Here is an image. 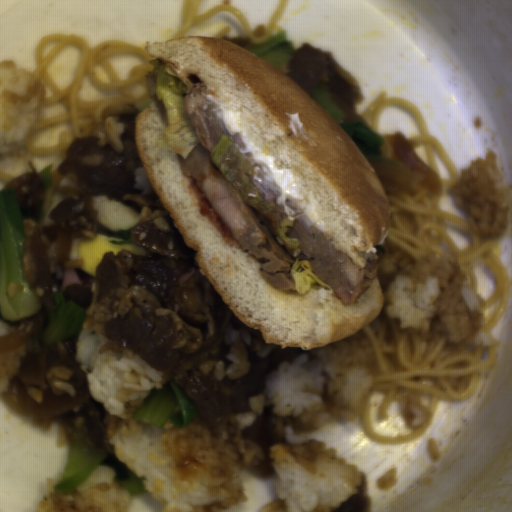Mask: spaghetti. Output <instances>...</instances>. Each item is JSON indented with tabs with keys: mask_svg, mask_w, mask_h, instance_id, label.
Listing matches in <instances>:
<instances>
[{
	"mask_svg": "<svg viewBox=\"0 0 512 512\" xmlns=\"http://www.w3.org/2000/svg\"><path fill=\"white\" fill-rule=\"evenodd\" d=\"M399 105L413 114L419 134L408 137L414 151L423 146L426 164L438 174L437 158L449 171V177H439L438 193L420 186L416 195L399 183L376 175L387 196L391 219L383 238L390 239L417 260L424 257L451 255L460 271L475 289L477 265L490 267L495 279V291L481 299L482 328L464 347H452L442 337L423 339L402 330L400 320L379 313L363 331L372 347L375 369L371 389L358 414L366 435L381 445H401L420 437L434 418L439 403L469 401L484 374L497 366L500 344L495 328L509 300L510 283L504 264L499 258L501 237L482 238L471 232L468 217L442 206L444 194L451 192L461 173L439 138L428 133L416 104L389 93L381 94L361 114L369 129L381 136V154L393 159V133L381 134L379 123L386 107ZM459 224L469 234L465 247H459L446 233L448 224ZM373 393L385 394L380 416L388 418L390 402L398 407L411 429L405 436H380L374 432L368 416Z\"/></svg>",
	"mask_w": 512,
	"mask_h": 512,
	"instance_id": "1",
	"label": "spaghetti"
},
{
	"mask_svg": "<svg viewBox=\"0 0 512 512\" xmlns=\"http://www.w3.org/2000/svg\"><path fill=\"white\" fill-rule=\"evenodd\" d=\"M15 177H18V176H14V175H8L7 173H5L4 171H1L0 170V180H3V181H6V182H10L11 180H13Z\"/></svg>",
	"mask_w": 512,
	"mask_h": 512,
	"instance_id": "4",
	"label": "spaghetti"
},
{
	"mask_svg": "<svg viewBox=\"0 0 512 512\" xmlns=\"http://www.w3.org/2000/svg\"><path fill=\"white\" fill-rule=\"evenodd\" d=\"M77 47L79 53L78 69L74 82L67 89H59L47 73L48 63L54 59L64 46ZM146 46L125 41L111 40L90 43L78 34H49L42 38L35 53L36 66L34 74L40 77L43 88L42 107L46 105L64 106L67 113L53 116L39 121L36 128H44L61 122H71L68 130L62 132L56 146L37 147L32 141L25 152L26 166L30 171H35L33 157L56 156L59 152L65 153L73 141L79 137L81 123L87 121L100 122L105 112H118L125 104H133L140 113L151 102H155L148 93V81L146 79L153 69L154 56L147 53ZM133 54L140 58L142 64L132 69L129 76L120 78L113 68L107 63V58L113 54ZM96 65H100L109 75L110 81L102 83L95 73ZM89 76L92 83L98 89L120 90V97L107 98L96 101L78 99L77 93L81 80Z\"/></svg>",
	"mask_w": 512,
	"mask_h": 512,
	"instance_id": "2",
	"label": "spaghetti"
},
{
	"mask_svg": "<svg viewBox=\"0 0 512 512\" xmlns=\"http://www.w3.org/2000/svg\"><path fill=\"white\" fill-rule=\"evenodd\" d=\"M289 0H281L276 12L265 26L251 27L244 12L230 5H216L209 11L201 14L202 0H183L181 27L174 38L186 35L198 24L204 22L219 12H230L235 15L242 31L239 36L250 37L254 47L268 41L279 29L278 20ZM238 36V37H239ZM173 38V39H174Z\"/></svg>",
	"mask_w": 512,
	"mask_h": 512,
	"instance_id": "3",
	"label": "spaghetti"
}]
</instances>
